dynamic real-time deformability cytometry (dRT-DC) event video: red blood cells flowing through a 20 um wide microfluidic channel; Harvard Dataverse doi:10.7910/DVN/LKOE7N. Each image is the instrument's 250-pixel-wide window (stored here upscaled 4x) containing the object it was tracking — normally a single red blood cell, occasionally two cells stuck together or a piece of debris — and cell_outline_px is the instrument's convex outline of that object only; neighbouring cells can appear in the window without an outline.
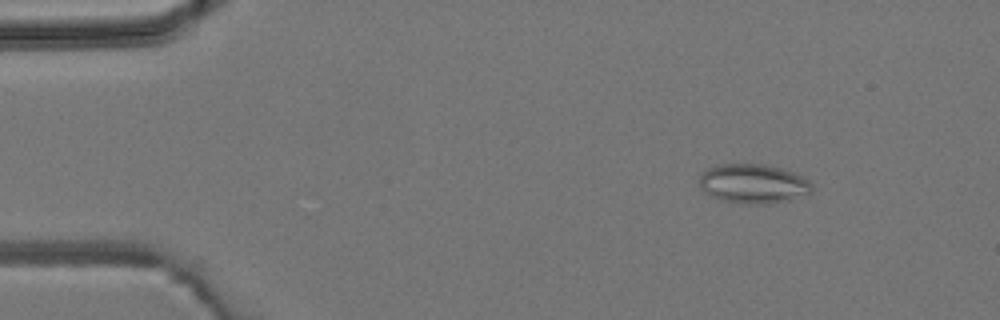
{"species": "common noctule bat (a hibernating species)", "species_latin": "Nyctalus noctula", "temperature_condition": "room temperature", "stored_images_in_passage": 4, "camera_frame_rate_fps": 3000, "um_per_image_px": 0.085, "animal": {"sex": "male", "body_mass_g": 19.2, "forearm_length_mm": 51.8}, "frame": {"image": 1, "passage_image": 2, "time_ms": 1.0, "image_size_px": [1000, 320], "cell_outline_px": [[812, 192], [792, 200], [768, 204], [740, 204], [720, 200], [704, 192], [700, 188], [700, 176], [708, 168], [720, 164], [764, 164], [780, 168], [804, 176], [812, 184]], "centroid_in_image_um": [64.04, 15.63], "position_along_channel_um": 21.0, "area_um2": 26.07}}